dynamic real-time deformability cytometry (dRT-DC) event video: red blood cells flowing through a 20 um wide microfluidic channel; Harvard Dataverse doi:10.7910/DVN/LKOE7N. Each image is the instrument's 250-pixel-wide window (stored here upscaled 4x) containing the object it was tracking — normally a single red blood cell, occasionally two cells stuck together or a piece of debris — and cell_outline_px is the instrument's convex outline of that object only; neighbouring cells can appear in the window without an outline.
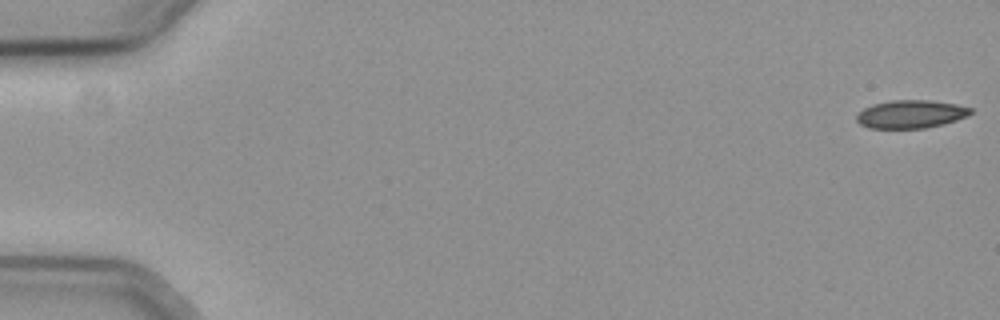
{"species": "common noctule bat (a hibernating species)", "species_latin": "Nyctalus noctula", "temperature_condition": "cold", "stored_images_in_passage": 11, "camera_frame_rate_fps": 3000, "um_per_image_px": 0.085, "animal": {"sex": "female", "body_mass_g": 19.3, "forearm_length_mm": 54.1}, "frame": {"image": 1, "passage_image": 1, "time_ms": 0.0, "image_size_px": [1000, 320], "cell_outline_px": [[972, 112], [956, 120], [944, 124], [924, 128], [868, 128], [860, 124], [856, 120], [856, 116], [864, 108], [872, 104], [892, 100], [928, 100], [956, 104], [972, 108]], "centroid_in_image_um": [77.39, 9.7], "position_along_channel_um": 7.6, "area_um2": 18.55}}